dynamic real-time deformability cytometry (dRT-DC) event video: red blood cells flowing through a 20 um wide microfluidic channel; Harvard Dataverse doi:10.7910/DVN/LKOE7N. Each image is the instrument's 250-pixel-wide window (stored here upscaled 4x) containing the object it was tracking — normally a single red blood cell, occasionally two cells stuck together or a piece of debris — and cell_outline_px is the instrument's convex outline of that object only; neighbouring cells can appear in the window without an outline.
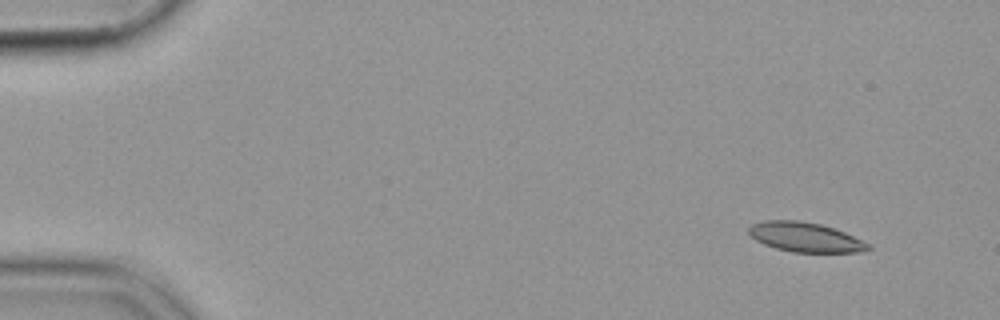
{"species": "common noctule bat (a hibernating species)", "species_latin": "Nyctalus noctula", "temperature_condition": "cold", "stored_images_in_passage": 7, "camera_frame_rate_fps": 3000, "um_per_image_px": 0.085, "animal": {"sex": "female", "body_mass_g": 19.9}, "frame": {"image": 1, "passage_image": 1, "time_ms": 0.0, "image_size_px": [1000, 320], "cell_outline_px": [[872, 248], [860, 252], [792, 252], [776, 248], [764, 244], [756, 240], [748, 232], [748, 228], [752, 224], [764, 220], [796, 220], [820, 224], [844, 232], [872, 244]], "centroid_in_image_um": [68.46, 20.16], "position_along_channel_um": 16.5, "area_um2": 20.52}}